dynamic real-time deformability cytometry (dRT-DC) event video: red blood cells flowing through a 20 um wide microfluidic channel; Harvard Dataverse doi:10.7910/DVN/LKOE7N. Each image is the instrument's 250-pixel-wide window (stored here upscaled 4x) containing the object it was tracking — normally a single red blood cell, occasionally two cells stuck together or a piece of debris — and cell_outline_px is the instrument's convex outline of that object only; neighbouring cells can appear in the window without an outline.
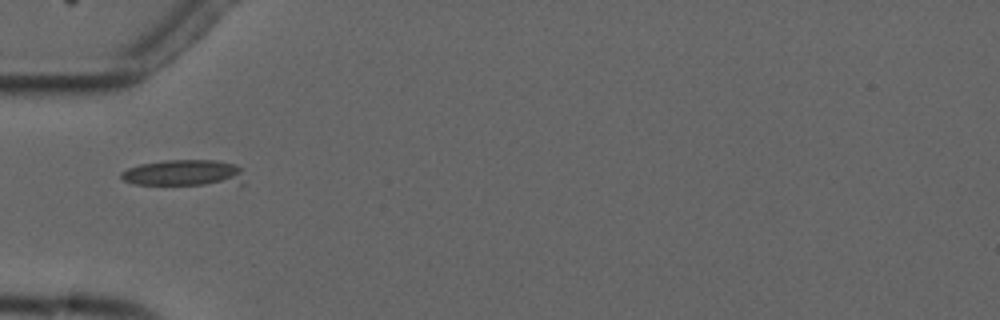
{"species": "common noctule bat (a hibernating species)", "species_latin": "Nyctalus noctula", "temperature_condition": "cold", "stored_images_in_passage": 6, "camera_frame_rate_fps": 3000, "um_per_image_px": 0.085, "animal": {"sex": "male", "forearm_length_mm": 52.5}, "frame": {"image": 1, "passage_image": 5, "time_ms": 5.333, "image_size_px": [1000, 320], "cell_outline_px": [[244, 184], [136, 184], [124, 180], [120, 176], [120, 172], [128, 168], [140, 164], [164, 160], [216, 160], [236, 164], [244, 168]], "centroid_in_image_um": [15.72, 14.69], "position_along_channel_um": 69.3, "area_um2": 19.07}}
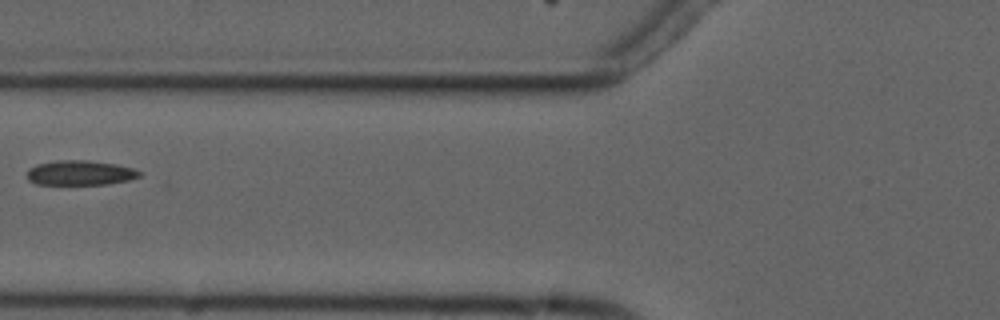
{"frame": {"image": 2, "passage_image": 6, "time_ms": 6.667, "image_size_px": [1000, 320], "cell_outline_px": [[140, 176], [128, 180], [108, 184], [36, 184], [28, 180], [28, 168], [36, 164], [56, 160], [88, 160], [116, 164], [132, 168], [140, 172]], "centroid_in_image_um": [6.78, 14.68], "position_along_channel_um": 119.0, "area_um2": 16.18}}